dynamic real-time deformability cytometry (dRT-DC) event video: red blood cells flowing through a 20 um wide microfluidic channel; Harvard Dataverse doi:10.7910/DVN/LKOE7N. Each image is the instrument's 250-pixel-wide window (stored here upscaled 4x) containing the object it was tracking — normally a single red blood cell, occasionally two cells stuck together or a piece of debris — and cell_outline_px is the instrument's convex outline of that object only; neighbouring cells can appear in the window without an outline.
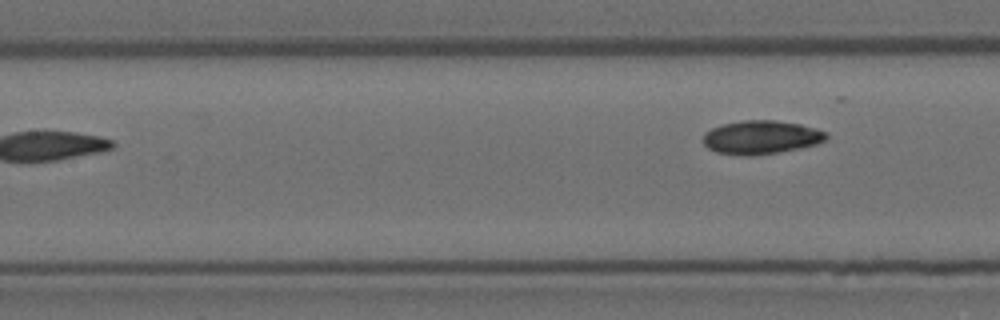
{"species": "Egyptian fruit bat (a non-hibernating species)", "species_latin": "Rousettus aegyptiacus", "temperature_condition": "room temperature", "stored_images_in_passage": 6, "camera_frame_rate_fps": 3000, "um_per_image_px": 0.085, "animal": {"sex": "female"}, "frame": {"image": 1, "passage_image": 6, "time_ms": 1.667, "image_size_px": [1000, 320], "cell_outline_px": [[828, 136], [824, 140], [816, 144], [800, 148], [780, 152], [752, 156], [744, 156], [716, 152], [708, 148], [704, 144], [704, 132], [712, 128], [724, 124], [744, 120], [776, 120], [800, 124], [816, 128], [828, 132]], "centroid_in_image_um": [64.71, 11.67], "position_along_channel_um": 142.7, "area_um2": 24.16}}